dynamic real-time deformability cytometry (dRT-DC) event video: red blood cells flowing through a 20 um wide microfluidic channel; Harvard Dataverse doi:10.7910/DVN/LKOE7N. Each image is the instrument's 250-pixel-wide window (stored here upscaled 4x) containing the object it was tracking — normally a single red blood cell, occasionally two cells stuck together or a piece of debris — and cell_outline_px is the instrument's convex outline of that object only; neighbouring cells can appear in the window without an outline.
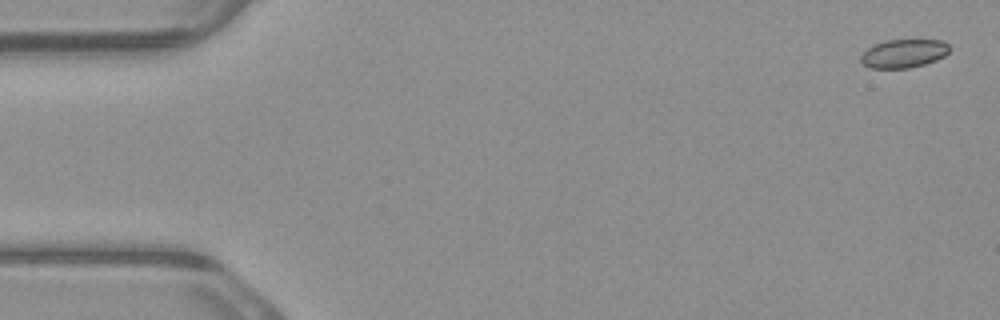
{"species": "common noctule bat (a hibernating species)", "species_latin": "Nyctalus noctula", "temperature_condition": "warm", "stored_images_in_passage": 7, "camera_frame_rate_fps": 3000, "um_per_image_px": 0.085, "animal": {"sex": "male", "body_mass_g": 23.1, "forearm_length_mm": 52.7}, "frame": {"image": 1, "passage_image": 1, "time_ms": 0.0, "image_size_px": [1000, 320], "cell_outline_px": [[948, 52], [944, 56], [936, 60], [924, 64], [908, 68], [872, 68], [864, 64], [860, 60], [860, 56], [868, 48], [876, 44], [888, 40], [944, 40], [948, 44]], "centroid_in_image_um": [76.82, 4.54], "position_along_channel_um": 8.2, "area_um2": 14.51}}
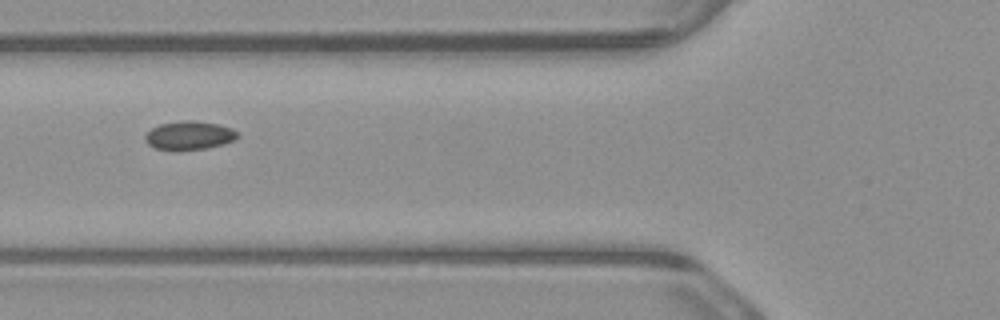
{"frame": {"image": 2, "passage_image": 6, "time_ms": 1.667, "image_size_px": [1000, 320], "cell_outline_px": [[240, 136], [236, 140], [224, 144], [204, 148], [156, 148], [148, 144], [144, 140], [144, 136], [152, 128], [160, 124], [184, 120], [192, 120], [220, 124], [232, 128]], "centroid_in_image_um": [16.14, 11.47], "position_along_channel_um": 109.7, "area_um2": 15.03}}
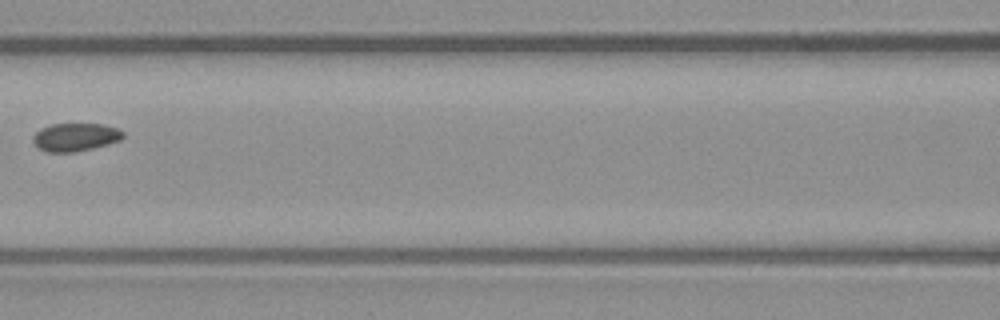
{"frame": {"image": 3, "passage_image": 7, "time_ms": 2.0, "image_size_px": [1000, 320], "cell_outline_px": [[124, 136], [120, 140], [108, 144], [92, 148], [72, 152], [48, 152], [40, 148], [32, 140], [32, 136], [40, 128], [52, 124], [104, 124], [116, 128], [124, 132]], "centroid_in_image_um": [6.41, 11.64], "position_along_channel_um": 160.2, "area_um2": 14.62}}